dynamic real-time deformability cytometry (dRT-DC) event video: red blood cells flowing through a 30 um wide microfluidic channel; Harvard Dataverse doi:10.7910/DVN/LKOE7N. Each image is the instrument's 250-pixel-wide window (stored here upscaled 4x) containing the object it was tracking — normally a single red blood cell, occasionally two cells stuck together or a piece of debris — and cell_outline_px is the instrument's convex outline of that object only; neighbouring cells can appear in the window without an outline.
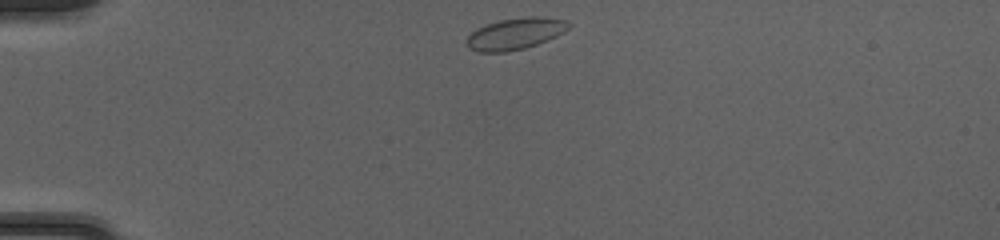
{"species": "common noctule bat (a hibernating species)", "species_latin": "Nyctalus noctula", "temperature_condition": "cold", "stored_images_in_passage": 39, "camera_frame_rate_fps": 3000, "um_per_image_px": 0.085, "animal": {"sex": "female", "body_mass_g": 20.0, "forearm_length_mm": 54.0}, "frame": {"image": 1, "passage_image": 1, "time_ms": 0.0, "image_size_px": [1000, 240], "cell_outline_px": [[572, 24], [564, 32], [556, 36], [536, 44], [524, 48], [504, 52], [480, 52], [468, 48], [468, 36], [476, 28], [500, 20], [532, 16], [536, 16], [564, 20]], "centroid_in_image_um": [43.8, 2.86], "position_along_channel_um": 41.2, "area_um2": 18.38}}
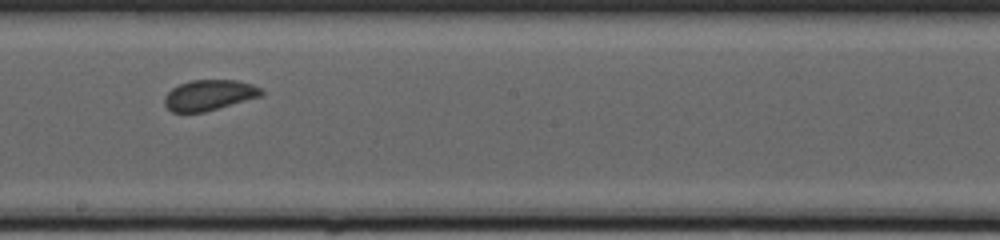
{"frame": {"image": 2, "passage_image": 18, "time_ms": 5.667, "image_size_px": [1000, 240], "cell_outline_px": [[264, 92], [260, 96], [204, 112], [172, 112], [164, 104], [164, 96], [172, 88], [180, 84], [192, 80], [236, 80], [252, 84], [260, 88]], "centroid_in_image_um": [17.75, 8.08], "position_along_channel_um": 230.4, "area_um2": 17.05}}
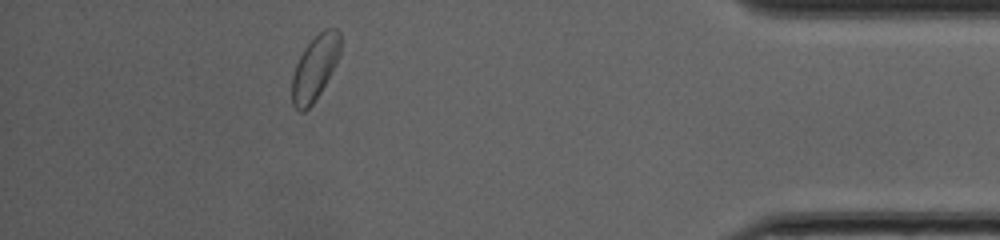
{"frame": {"image": 3, "passage_image": 34, "time_ms": 11.0, "image_size_px": [1000, 240], "cell_outline_px": [[340, 52], [320, 92], [312, 104], [304, 112], [300, 112], [292, 104], [292, 76], [296, 64], [304, 48], [324, 28], [336, 28], [340, 32]], "centroid_in_image_um": [26.74, 5.76], "position_along_channel_um": 408.5, "area_um2": 17.74}, "authors_computed_cell_mechanics": {"area_um2": 17.6868, "velocity_mm_per_s": 4.1306, "shape_relaxation_time_tau1_ms": 7.7492, "shape_relaxation_time_tau2_ms": 1.4218, "deformation_change_tau1": 0.0844, "deformation_change_tau2": 0.0444}}